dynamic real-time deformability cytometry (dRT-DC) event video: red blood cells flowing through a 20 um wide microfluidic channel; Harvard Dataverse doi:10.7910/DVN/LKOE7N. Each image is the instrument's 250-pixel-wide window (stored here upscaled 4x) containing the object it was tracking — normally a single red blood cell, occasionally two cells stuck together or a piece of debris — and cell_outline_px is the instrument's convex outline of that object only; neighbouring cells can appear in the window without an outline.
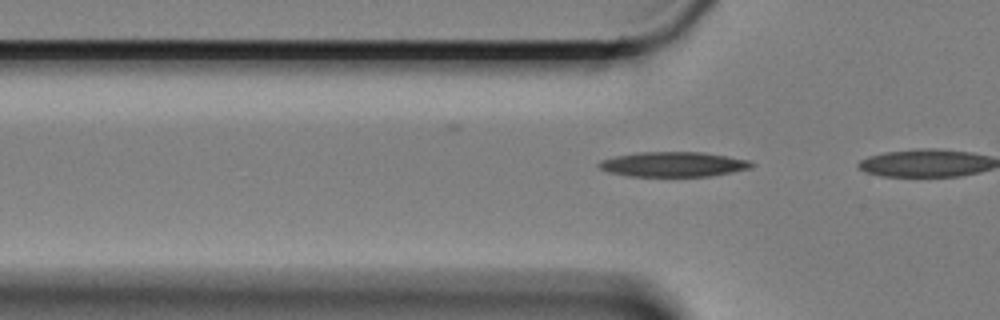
{"species": "Egyptian fruit bat (a non-hibernating species)", "species_latin": "Rousettus aegyptiacus", "temperature_condition": "cold", "stored_images_in_passage": 16, "camera_frame_rate_fps": 3000, "um_per_image_px": 0.085, "animal": {"sex": "female"}, "frame": {"image": 1, "passage_image": 15, "time_ms": 4.667, "image_size_px": [1000, 320], "cell_outline_px": [[756, 164], [752, 168], [732, 172], [708, 176], [628, 176], [608, 172], [600, 168], [596, 164], [600, 160], [616, 156], [644, 152], [704, 152], [748, 160]], "centroid_in_image_um": [57.24, 13.97], "position_along_channel_um": 68.6, "area_um2": 22.08}}